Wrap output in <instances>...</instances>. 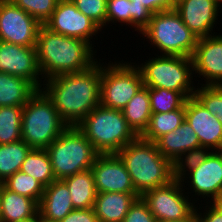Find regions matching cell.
Instances as JSON below:
<instances>
[{
	"instance_id": "6da1fadb",
	"label": "cell",
	"mask_w": 222,
	"mask_h": 222,
	"mask_svg": "<svg viewBox=\"0 0 222 222\" xmlns=\"http://www.w3.org/2000/svg\"><path fill=\"white\" fill-rule=\"evenodd\" d=\"M101 59L91 68L43 80L41 90L67 126H77L100 105Z\"/></svg>"
},
{
	"instance_id": "7a4b0ae2",
	"label": "cell",
	"mask_w": 222,
	"mask_h": 222,
	"mask_svg": "<svg viewBox=\"0 0 222 222\" xmlns=\"http://www.w3.org/2000/svg\"><path fill=\"white\" fill-rule=\"evenodd\" d=\"M95 53L97 49L84 40L54 33L44 25L39 29L36 54L44 80L91 68L100 60Z\"/></svg>"
},
{
	"instance_id": "3957f363",
	"label": "cell",
	"mask_w": 222,
	"mask_h": 222,
	"mask_svg": "<svg viewBox=\"0 0 222 222\" xmlns=\"http://www.w3.org/2000/svg\"><path fill=\"white\" fill-rule=\"evenodd\" d=\"M117 155L140 195L165 186L177 177V167L158 151L155 142L143 140L140 136L123 147Z\"/></svg>"
},
{
	"instance_id": "277c9868",
	"label": "cell",
	"mask_w": 222,
	"mask_h": 222,
	"mask_svg": "<svg viewBox=\"0 0 222 222\" xmlns=\"http://www.w3.org/2000/svg\"><path fill=\"white\" fill-rule=\"evenodd\" d=\"M99 154H117L138 136L122 110L98 105L77 126Z\"/></svg>"
},
{
	"instance_id": "5b68a950",
	"label": "cell",
	"mask_w": 222,
	"mask_h": 222,
	"mask_svg": "<svg viewBox=\"0 0 222 222\" xmlns=\"http://www.w3.org/2000/svg\"><path fill=\"white\" fill-rule=\"evenodd\" d=\"M45 150L49 155L55 180H63L91 169L99 155L76 126H68Z\"/></svg>"
},
{
	"instance_id": "8992f818",
	"label": "cell",
	"mask_w": 222,
	"mask_h": 222,
	"mask_svg": "<svg viewBox=\"0 0 222 222\" xmlns=\"http://www.w3.org/2000/svg\"><path fill=\"white\" fill-rule=\"evenodd\" d=\"M67 127L41 89L23 106L22 140L31 148L46 149Z\"/></svg>"
},
{
	"instance_id": "52a82bcc",
	"label": "cell",
	"mask_w": 222,
	"mask_h": 222,
	"mask_svg": "<svg viewBox=\"0 0 222 222\" xmlns=\"http://www.w3.org/2000/svg\"><path fill=\"white\" fill-rule=\"evenodd\" d=\"M176 176L184 185V190L188 189V196L191 193H195L192 194L194 197L197 195L195 203L199 200L198 196L206 198L205 203L222 200V161L215 151H204L182 161L177 166Z\"/></svg>"
},
{
	"instance_id": "ba28073f",
	"label": "cell",
	"mask_w": 222,
	"mask_h": 222,
	"mask_svg": "<svg viewBox=\"0 0 222 222\" xmlns=\"http://www.w3.org/2000/svg\"><path fill=\"white\" fill-rule=\"evenodd\" d=\"M150 45L157 47L160 55L192 56L198 42L179 14L174 10L152 14L148 25L140 32Z\"/></svg>"
},
{
	"instance_id": "9c48e42d",
	"label": "cell",
	"mask_w": 222,
	"mask_h": 222,
	"mask_svg": "<svg viewBox=\"0 0 222 222\" xmlns=\"http://www.w3.org/2000/svg\"><path fill=\"white\" fill-rule=\"evenodd\" d=\"M136 66L140 69L143 85L164 88L180 93H195L193 63L190 57L156 55Z\"/></svg>"
},
{
	"instance_id": "30bf717a",
	"label": "cell",
	"mask_w": 222,
	"mask_h": 222,
	"mask_svg": "<svg viewBox=\"0 0 222 222\" xmlns=\"http://www.w3.org/2000/svg\"><path fill=\"white\" fill-rule=\"evenodd\" d=\"M110 62H105L106 65L102 62L100 105L123 110L144 86L143 78L140 69L131 61Z\"/></svg>"
},
{
	"instance_id": "8fae6325",
	"label": "cell",
	"mask_w": 222,
	"mask_h": 222,
	"mask_svg": "<svg viewBox=\"0 0 222 222\" xmlns=\"http://www.w3.org/2000/svg\"><path fill=\"white\" fill-rule=\"evenodd\" d=\"M186 193L176 177L165 186L145 191L141 197L157 222L182 221L189 218L196 208L194 200Z\"/></svg>"
},
{
	"instance_id": "7c38bea8",
	"label": "cell",
	"mask_w": 222,
	"mask_h": 222,
	"mask_svg": "<svg viewBox=\"0 0 222 222\" xmlns=\"http://www.w3.org/2000/svg\"><path fill=\"white\" fill-rule=\"evenodd\" d=\"M42 24L11 0H0V40L16 45L36 47Z\"/></svg>"
},
{
	"instance_id": "4fadbf2b",
	"label": "cell",
	"mask_w": 222,
	"mask_h": 222,
	"mask_svg": "<svg viewBox=\"0 0 222 222\" xmlns=\"http://www.w3.org/2000/svg\"><path fill=\"white\" fill-rule=\"evenodd\" d=\"M44 26L54 33L84 40L93 47L91 40H97L96 35L103 32L89 17L81 13L71 0H59ZM94 36L96 38H93Z\"/></svg>"
},
{
	"instance_id": "5bb4252c",
	"label": "cell",
	"mask_w": 222,
	"mask_h": 222,
	"mask_svg": "<svg viewBox=\"0 0 222 222\" xmlns=\"http://www.w3.org/2000/svg\"><path fill=\"white\" fill-rule=\"evenodd\" d=\"M0 72L24 78L38 90L44 82L38 65L36 47L21 46L0 40Z\"/></svg>"
},
{
	"instance_id": "9a60e30c",
	"label": "cell",
	"mask_w": 222,
	"mask_h": 222,
	"mask_svg": "<svg viewBox=\"0 0 222 222\" xmlns=\"http://www.w3.org/2000/svg\"><path fill=\"white\" fill-rule=\"evenodd\" d=\"M97 193L139 194L123 161L117 154H99L91 167Z\"/></svg>"
},
{
	"instance_id": "2e32d148",
	"label": "cell",
	"mask_w": 222,
	"mask_h": 222,
	"mask_svg": "<svg viewBox=\"0 0 222 222\" xmlns=\"http://www.w3.org/2000/svg\"><path fill=\"white\" fill-rule=\"evenodd\" d=\"M221 8L222 5L217 0H176L174 10L199 39L217 33L213 29L222 12Z\"/></svg>"
},
{
	"instance_id": "e0dca14e",
	"label": "cell",
	"mask_w": 222,
	"mask_h": 222,
	"mask_svg": "<svg viewBox=\"0 0 222 222\" xmlns=\"http://www.w3.org/2000/svg\"><path fill=\"white\" fill-rule=\"evenodd\" d=\"M218 34V35H217ZM194 77L204 79L205 85H222V35L216 33L199 38L191 56Z\"/></svg>"
},
{
	"instance_id": "ac0fdd59",
	"label": "cell",
	"mask_w": 222,
	"mask_h": 222,
	"mask_svg": "<svg viewBox=\"0 0 222 222\" xmlns=\"http://www.w3.org/2000/svg\"><path fill=\"white\" fill-rule=\"evenodd\" d=\"M185 121L196 133L204 151H215L222 145V124L194 96L185 103Z\"/></svg>"
},
{
	"instance_id": "d6986e66",
	"label": "cell",
	"mask_w": 222,
	"mask_h": 222,
	"mask_svg": "<svg viewBox=\"0 0 222 222\" xmlns=\"http://www.w3.org/2000/svg\"><path fill=\"white\" fill-rule=\"evenodd\" d=\"M158 151L176 167L204 150L192 127L184 121L176 130L162 135L155 141Z\"/></svg>"
},
{
	"instance_id": "ffe728a7",
	"label": "cell",
	"mask_w": 222,
	"mask_h": 222,
	"mask_svg": "<svg viewBox=\"0 0 222 222\" xmlns=\"http://www.w3.org/2000/svg\"><path fill=\"white\" fill-rule=\"evenodd\" d=\"M38 206L41 219L45 222H60L74 210L70 192L62 180H54L44 187Z\"/></svg>"
},
{
	"instance_id": "44dd1931",
	"label": "cell",
	"mask_w": 222,
	"mask_h": 222,
	"mask_svg": "<svg viewBox=\"0 0 222 222\" xmlns=\"http://www.w3.org/2000/svg\"><path fill=\"white\" fill-rule=\"evenodd\" d=\"M140 196L118 192L97 193L93 210L99 222H123L131 205Z\"/></svg>"
},
{
	"instance_id": "7402d4cb",
	"label": "cell",
	"mask_w": 222,
	"mask_h": 222,
	"mask_svg": "<svg viewBox=\"0 0 222 222\" xmlns=\"http://www.w3.org/2000/svg\"><path fill=\"white\" fill-rule=\"evenodd\" d=\"M38 203L7 189L0 183V222H17L34 217Z\"/></svg>"
},
{
	"instance_id": "603a6c76",
	"label": "cell",
	"mask_w": 222,
	"mask_h": 222,
	"mask_svg": "<svg viewBox=\"0 0 222 222\" xmlns=\"http://www.w3.org/2000/svg\"><path fill=\"white\" fill-rule=\"evenodd\" d=\"M37 91L28 80L0 72V107L24 106Z\"/></svg>"
},
{
	"instance_id": "cb8c5ba5",
	"label": "cell",
	"mask_w": 222,
	"mask_h": 222,
	"mask_svg": "<svg viewBox=\"0 0 222 222\" xmlns=\"http://www.w3.org/2000/svg\"><path fill=\"white\" fill-rule=\"evenodd\" d=\"M62 181L67 185L74 209L93 208L97 190L91 169L66 177Z\"/></svg>"
},
{
	"instance_id": "d4e9b609",
	"label": "cell",
	"mask_w": 222,
	"mask_h": 222,
	"mask_svg": "<svg viewBox=\"0 0 222 222\" xmlns=\"http://www.w3.org/2000/svg\"><path fill=\"white\" fill-rule=\"evenodd\" d=\"M129 127L139 137L147 129L152 115L148 87L143 86L122 110Z\"/></svg>"
},
{
	"instance_id": "484cf974",
	"label": "cell",
	"mask_w": 222,
	"mask_h": 222,
	"mask_svg": "<svg viewBox=\"0 0 222 222\" xmlns=\"http://www.w3.org/2000/svg\"><path fill=\"white\" fill-rule=\"evenodd\" d=\"M20 171L30 175L44 187L55 180L52 164L45 149L32 148L22 163Z\"/></svg>"
},
{
	"instance_id": "4316f807",
	"label": "cell",
	"mask_w": 222,
	"mask_h": 222,
	"mask_svg": "<svg viewBox=\"0 0 222 222\" xmlns=\"http://www.w3.org/2000/svg\"><path fill=\"white\" fill-rule=\"evenodd\" d=\"M184 121L185 105L167 113L152 114L147 129L140 137L143 140L155 142L162 135L176 130Z\"/></svg>"
},
{
	"instance_id": "83f0119b",
	"label": "cell",
	"mask_w": 222,
	"mask_h": 222,
	"mask_svg": "<svg viewBox=\"0 0 222 222\" xmlns=\"http://www.w3.org/2000/svg\"><path fill=\"white\" fill-rule=\"evenodd\" d=\"M31 149L23 140L0 144V183L20 171L21 165Z\"/></svg>"
},
{
	"instance_id": "f1b7e54d",
	"label": "cell",
	"mask_w": 222,
	"mask_h": 222,
	"mask_svg": "<svg viewBox=\"0 0 222 222\" xmlns=\"http://www.w3.org/2000/svg\"><path fill=\"white\" fill-rule=\"evenodd\" d=\"M23 106L0 107V144L22 140Z\"/></svg>"
},
{
	"instance_id": "f546056e",
	"label": "cell",
	"mask_w": 222,
	"mask_h": 222,
	"mask_svg": "<svg viewBox=\"0 0 222 222\" xmlns=\"http://www.w3.org/2000/svg\"><path fill=\"white\" fill-rule=\"evenodd\" d=\"M152 114L167 113L182 108L194 93H180L164 88H148Z\"/></svg>"
},
{
	"instance_id": "4dcf8cb0",
	"label": "cell",
	"mask_w": 222,
	"mask_h": 222,
	"mask_svg": "<svg viewBox=\"0 0 222 222\" xmlns=\"http://www.w3.org/2000/svg\"><path fill=\"white\" fill-rule=\"evenodd\" d=\"M7 189L35 200L38 204L44 193V186L30 175L18 171L2 183Z\"/></svg>"
},
{
	"instance_id": "1f68e13d",
	"label": "cell",
	"mask_w": 222,
	"mask_h": 222,
	"mask_svg": "<svg viewBox=\"0 0 222 222\" xmlns=\"http://www.w3.org/2000/svg\"><path fill=\"white\" fill-rule=\"evenodd\" d=\"M200 86L197 85L194 97L222 124V85Z\"/></svg>"
},
{
	"instance_id": "d6a6232c",
	"label": "cell",
	"mask_w": 222,
	"mask_h": 222,
	"mask_svg": "<svg viewBox=\"0 0 222 222\" xmlns=\"http://www.w3.org/2000/svg\"><path fill=\"white\" fill-rule=\"evenodd\" d=\"M16 6L37 19L42 25L51 17L59 0H11Z\"/></svg>"
},
{
	"instance_id": "836d02e7",
	"label": "cell",
	"mask_w": 222,
	"mask_h": 222,
	"mask_svg": "<svg viewBox=\"0 0 222 222\" xmlns=\"http://www.w3.org/2000/svg\"><path fill=\"white\" fill-rule=\"evenodd\" d=\"M118 22L121 26L128 25L130 28L132 27L131 0H107L106 28L110 27V23L116 25Z\"/></svg>"
},
{
	"instance_id": "e575fe53",
	"label": "cell",
	"mask_w": 222,
	"mask_h": 222,
	"mask_svg": "<svg viewBox=\"0 0 222 222\" xmlns=\"http://www.w3.org/2000/svg\"><path fill=\"white\" fill-rule=\"evenodd\" d=\"M76 8L102 30L106 27L107 0H71Z\"/></svg>"
},
{
	"instance_id": "d590c367",
	"label": "cell",
	"mask_w": 222,
	"mask_h": 222,
	"mask_svg": "<svg viewBox=\"0 0 222 222\" xmlns=\"http://www.w3.org/2000/svg\"><path fill=\"white\" fill-rule=\"evenodd\" d=\"M123 222H157V220L150 212L147 203L140 196L131 205Z\"/></svg>"
},
{
	"instance_id": "8d00e7d4",
	"label": "cell",
	"mask_w": 222,
	"mask_h": 222,
	"mask_svg": "<svg viewBox=\"0 0 222 222\" xmlns=\"http://www.w3.org/2000/svg\"><path fill=\"white\" fill-rule=\"evenodd\" d=\"M200 205H205V209L202 213L199 211L202 209V207L200 206L197 208L198 205L196 206L195 214L197 222H222V207L217 202H207L206 204Z\"/></svg>"
},
{
	"instance_id": "74e56055",
	"label": "cell",
	"mask_w": 222,
	"mask_h": 222,
	"mask_svg": "<svg viewBox=\"0 0 222 222\" xmlns=\"http://www.w3.org/2000/svg\"><path fill=\"white\" fill-rule=\"evenodd\" d=\"M132 2V28L139 31L138 34L148 25L151 20L152 13L145 8L144 5Z\"/></svg>"
},
{
	"instance_id": "f35d334b",
	"label": "cell",
	"mask_w": 222,
	"mask_h": 222,
	"mask_svg": "<svg viewBox=\"0 0 222 222\" xmlns=\"http://www.w3.org/2000/svg\"><path fill=\"white\" fill-rule=\"evenodd\" d=\"M60 222H99L93 208L74 209L67 214Z\"/></svg>"
},
{
	"instance_id": "ab89813d",
	"label": "cell",
	"mask_w": 222,
	"mask_h": 222,
	"mask_svg": "<svg viewBox=\"0 0 222 222\" xmlns=\"http://www.w3.org/2000/svg\"><path fill=\"white\" fill-rule=\"evenodd\" d=\"M144 5L152 14L160 11L172 10L175 7L176 0H131Z\"/></svg>"
},
{
	"instance_id": "60d3db41",
	"label": "cell",
	"mask_w": 222,
	"mask_h": 222,
	"mask_svg": "<svg viewBox=\"0 0 222 222\" xmlns=\"http://www.w3.org/2000/svg\"><path fill=\"white\" fill-rule=\"evenodd\" d=\"M17 222H43V220L41 219V216L38 212L34 217H31V218L25 219V220H21V221H17Z\"/></svg>"
},
{
	"instance_id": "b9f144b4",
	"label": "cell",
	"mask_w": 222,
	"mask_h": 222,
	"mask_svg": "<svg viewBox=\"0 0 222 222\" xmlns=\"http://www.w3.org/2000/svg\"><path fill=\"white\" fill-rule=\"evenodd\" d=\"M165 222H197V219H196V214L195 212L187 219L185 220H182V221H165Z\"/></svg>"
},
{
	"instance_id": "7bdbcfd3",
	"label": "cell",
	"mask_w": 222,
	"mask_h": 222,
	"mask_svg": "<svg viewBox=\"0 0 222 222\" xmlns=\"http://www.w3.org/2000/svg\"><path fill=\"white\" fill-rule=\"evenodd\" d=\"M215 152L217 153V155L220 157L222 161V145L219 148H217Z\"/></svg>"
},
{
	"instance_id": "ee69618b",
	"label": "cell",
	"mask_w": 222,
	"mask_h": 222,
	"mask_svg": "<svg viewBox=\"0 0 222 222\" xmlns=\"http://www.w3.org/2000/svg\"><path fill=\"white\" fill-rule=\"evenodd\" d=\"M222 207V200L217 202Z\"/></svg>"
}]
</instances>
